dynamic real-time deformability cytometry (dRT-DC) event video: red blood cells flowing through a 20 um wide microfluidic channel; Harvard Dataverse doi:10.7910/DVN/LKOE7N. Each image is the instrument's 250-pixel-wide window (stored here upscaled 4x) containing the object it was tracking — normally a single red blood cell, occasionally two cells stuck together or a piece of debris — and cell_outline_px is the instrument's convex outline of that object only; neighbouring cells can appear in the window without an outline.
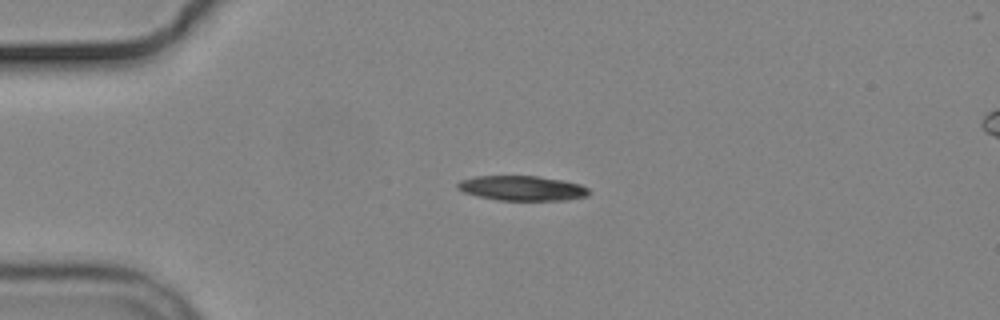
{"species": "common noctule bat (a hibernating species)", "species_latin": "Nyctalus noctula", "temperature_condition": "cold", "stored_images_in_passage": 3, "camera_frame_rate_fps": 3000, "um_per_image_px": 0.085, "animal": {"sex": "male", "body_mass_g": 19.2, "forearm_length_mm": 51.8}, "frame": {"image": 1, "passage_image": 1, "time_ms": 0.0, "image_size_px": [1000, 320], "cell_outline_px": [[592, 192], [588, 196], [568, 200], [496, 200], [476, 196], [464, 192], [456, 188], [456, 184], [460, 180], [476, 176], [536, 176], [560, 180], [580, 184], [588, 188]], "centroid_in_image_um": [44.37, 16.0], "position_along_channel_um": 40.6, "area_um2": 19.13}}